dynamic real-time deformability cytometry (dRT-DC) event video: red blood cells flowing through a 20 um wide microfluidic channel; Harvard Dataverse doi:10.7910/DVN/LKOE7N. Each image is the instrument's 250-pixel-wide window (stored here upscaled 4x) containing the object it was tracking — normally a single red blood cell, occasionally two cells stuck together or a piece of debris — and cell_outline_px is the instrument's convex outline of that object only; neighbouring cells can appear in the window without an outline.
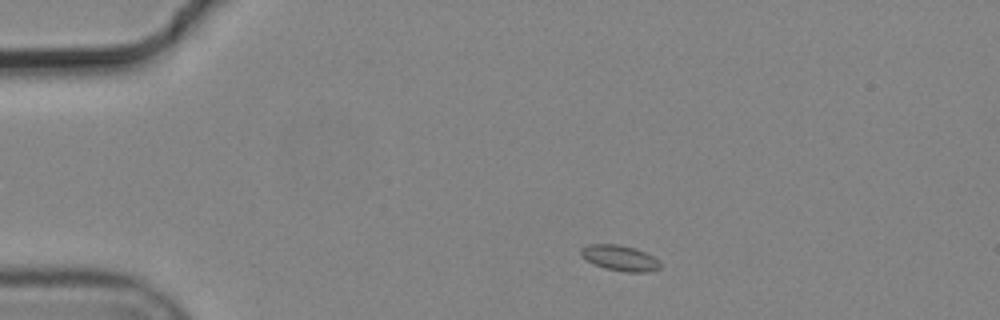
{"species": "common noctule bat (a hibernating species)", "species_latin": "Nyctalus noctula", "temperature_condition": "cold", "stored_images_in_passage": 4, "camera_frame_rate_fps": 3000, "um_per_image_px": 0.085, "animal": {"sex": "male", "body_mass_g": 19.2, "forearm_length_mm": 51.8}, "frame": {"image": 1, "passage_image": 1, "time_ms": 0.0, "image_size_px": [1000, 320], "cell_outline_px": [[660, 268], [648, 272], [624, 272], [604, 268], [580, 256], [580, 248], [588, 244], [620, 244], [636, 248], [652, 256], [660, 264]], "centroid_in_image_um": [52.66, 21.92], "position_along_channel_um": 32.3, "area_um2": 11.79}}
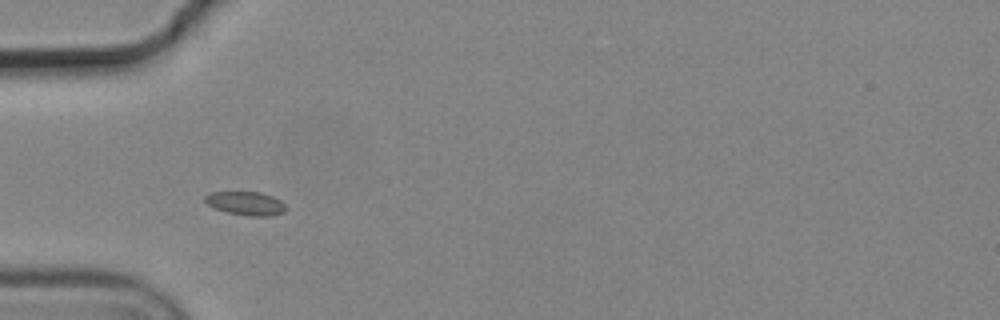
{"frame": {"image": 2, "passage_image": 3, "time_ms": 0.667, "image_size_px": [1000, 320], "cell_outline_px": [[288, 208], [284, 212], [272, 216], [248, 216], [228, 212], [216, 208], [208, 204], [204, 200], [204, 196], [212, 192], [260, 192], [272, 196], [280, 200]], "centroid_in_image_um": [20.93, 17.29], "position_along_channel_um": 64.1, "area_um2": 11.1}}
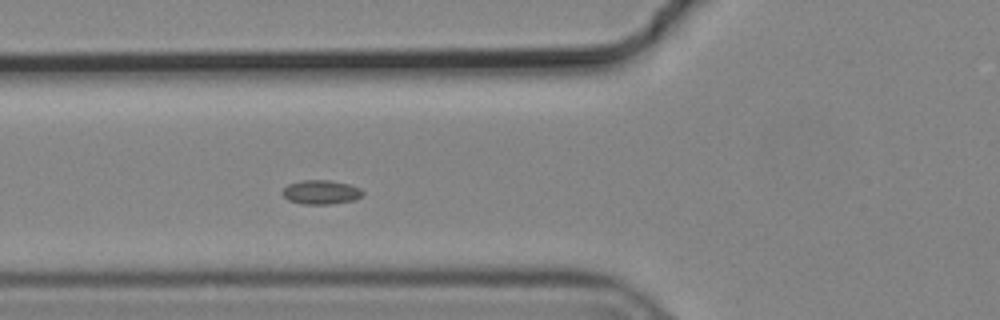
{"frame": {"image": 3, "passage_image": 4, "time_ms": 1.0, "image_size_px": [1000, 320], "cell_outline_px": [[364, 192], [360, 196], [352, 200], [332, 204], [304, 204], [288, 200], [280, 192], [288, 184], [300, 180], [332, 180], [348, 184], [360, 188]], "centroid_in_image_um": [27.25, 16.32], "position_along_channel_um": 98.6, "area_um2": 11.27}}